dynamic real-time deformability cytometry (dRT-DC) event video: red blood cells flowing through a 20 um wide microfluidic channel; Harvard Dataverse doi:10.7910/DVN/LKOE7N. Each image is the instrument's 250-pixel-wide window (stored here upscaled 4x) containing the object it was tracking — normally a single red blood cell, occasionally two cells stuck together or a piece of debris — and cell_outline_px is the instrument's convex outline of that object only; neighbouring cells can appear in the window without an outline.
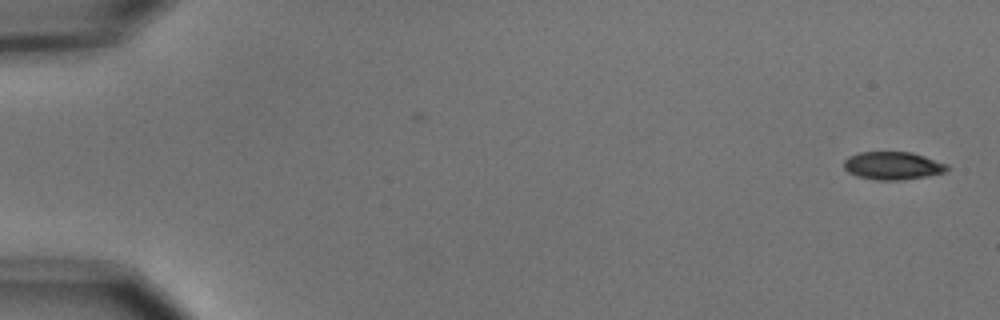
{"species": "common noctule bat (a hibernating species)", "species_latin": "Nyctalus noctula", "temperature_condition": "cold", "stored_images_in_passage": 2, "camera_frame_rate_fps": 3000, "um_per_image_px": 0.085, "animal": {"sex": "male", "body_mass_g": 15.6}, "frame": {"image": 1, "passage_image": 2, "time_ms": 1.0, "image_size_px": [1000, 320], "cell_outline_px": [[948, 172], [928, 176], [900, 180], [876, 180], [856, 176], [848, 172], [844, 168], [844, 160], [848, 156], [860, 152], [912, 152], [948, 164]], "centroid_in_image_um": [75.89, 14.09], "position_along_channel_um": 9.1, "area_um2": 16.94}}